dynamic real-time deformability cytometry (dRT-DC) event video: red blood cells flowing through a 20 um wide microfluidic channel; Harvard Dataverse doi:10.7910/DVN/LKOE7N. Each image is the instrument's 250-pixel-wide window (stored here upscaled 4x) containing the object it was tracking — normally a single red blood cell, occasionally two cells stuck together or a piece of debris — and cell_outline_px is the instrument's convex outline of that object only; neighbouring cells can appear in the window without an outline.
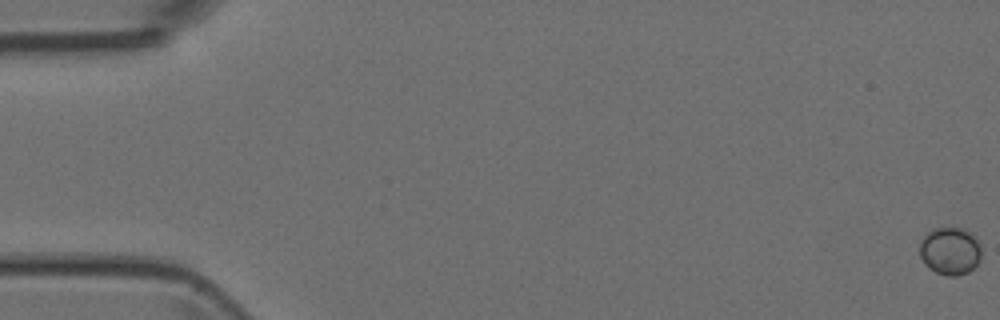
{"species": "Egyptian fruit bat (a non-hibernating species)", "species_latin": "Rousettus aegyptiacus", "temperature_condition": "room temperature", "stored_images_in_passage": 5, "camera_frame_rate_fps": 3000, "um_per_image_px": 0.085, "animal": {"sex": "female"}, "frame": {"image": 1, "passage_image": 1, "time_ms": 0.0, "image_size_px": [1000, 320], "cell_outline_px": [[980, 260], [968, 272], [956, 276], [944, 276], [928, 268], [924, 264], [920, 256], [920, 240], [932, 228], [964, 228], [980, 244]], "centroid_in_image_um": [80.72, 21.35], "position_along_channel_um": 4.3, "area_um2": 17.11}}